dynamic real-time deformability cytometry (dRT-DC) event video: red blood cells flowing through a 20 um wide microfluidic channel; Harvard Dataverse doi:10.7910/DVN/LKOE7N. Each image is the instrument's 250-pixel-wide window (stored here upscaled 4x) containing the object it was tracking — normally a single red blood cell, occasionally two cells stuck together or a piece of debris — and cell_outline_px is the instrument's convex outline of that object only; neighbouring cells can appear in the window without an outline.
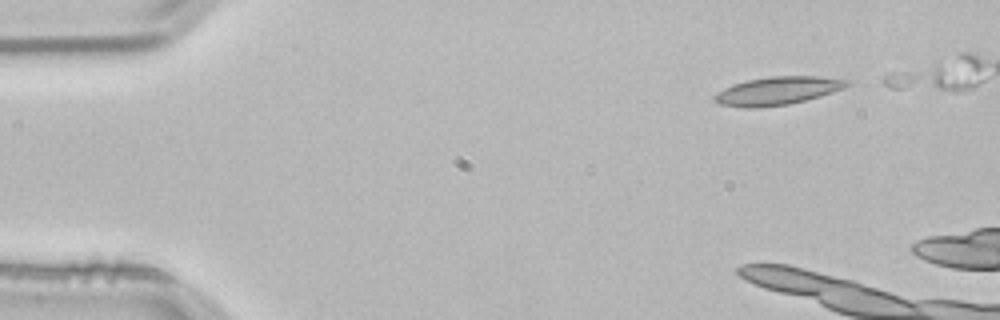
{"species": "common noctule bat (a hibernating species)", "species_latin": "Nyctalus noctula", "temperature_condition": "room temperature", "stored_images_in_passage": 9, "camera_frame_rate_fps": 3000, "um_per_image_px": 0.085, "animal": {"sex": "male", "body_mass_g": 21.5, "forearm_length_mm": 52.0}, "frame": {"image": 1, "passage_image": 1, "time_ms": 0.0, "image_size_px": [1000, 320], "cell_outline_px": [[852, 84], [844, 88], [820, 96], [788, 104], [756, 108], [744, 108], [720, 104], [712, 96], [724, 88], [732, 84], [748, 80], [772, 76], [820, 76], [848, 80]], "centroid_in_image_um": [66.1, 7.71], "position_along_channel_um": 18.9, "area_um2": 21.62}}